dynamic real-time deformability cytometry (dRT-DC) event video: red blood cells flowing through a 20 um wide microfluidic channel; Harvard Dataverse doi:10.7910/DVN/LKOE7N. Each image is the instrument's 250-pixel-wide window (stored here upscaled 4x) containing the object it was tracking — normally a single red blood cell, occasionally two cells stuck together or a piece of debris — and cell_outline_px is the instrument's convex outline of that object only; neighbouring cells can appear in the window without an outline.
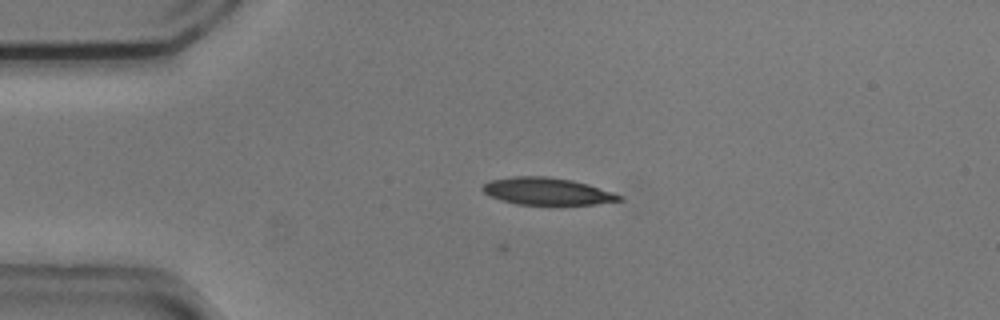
{"species": "common noctule bat (a hibernating species)", "species_latin": "Nyctalus noctula", "temperature_condition": "cold", "stored_images_in_passage": 44, "camera_frame_rate_fps": 3000, "um_per_image_px": 0.085, "animal": {"sex": "male", "body_mass_g": 20.5, "forearm_length_mm": 52.5}, "frame": {"image": 1, "passage_image": 2, "time_ms": 0.333, "image_size_px": [1000, 320], "cell_outline_px": [[624, 200], [596, 204], [516, 204], [492, 196], [484, 192], [480, 188], [488, 180], [512, 176], [548, 176], [572, 180], [588, 184], [620, 196]], "centroid_in_image_um": [46.45, 16.24], "position_along_channel_um": 38.5, "area_um2": 21.33}, "authors_computed_cell_mechanics": {"area_um2": 22.4553, "velocity_mm_per_s": 3.7215, "shape_relaxation_time_tau1_ms": 0.6321, "shape_relaxation_time_tau2_ms": 5.9832, "deformation_change_tau1": null, "deformation_change_tau2": 0.0859}}